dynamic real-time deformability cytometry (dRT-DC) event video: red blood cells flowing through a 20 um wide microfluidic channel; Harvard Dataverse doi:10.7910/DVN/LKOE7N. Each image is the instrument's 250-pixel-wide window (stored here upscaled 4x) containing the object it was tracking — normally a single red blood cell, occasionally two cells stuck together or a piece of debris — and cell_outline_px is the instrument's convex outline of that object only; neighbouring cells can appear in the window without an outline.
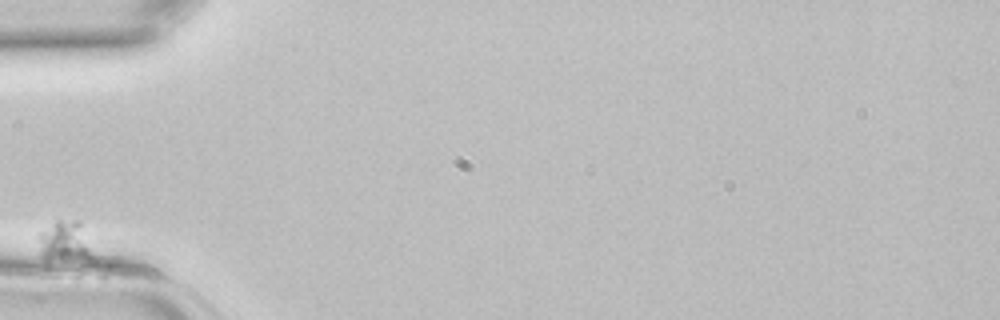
{"species": "common noctule bat (a hibernating species)", "species_latin": "Nyctalus noctula", "temperature_condition": "room temperature", "stored_images_in_passage": 1, "camera_frame_rate_fps": 3000, "um_per_image_px": 0.085, "animal": {"sex": "female", "body_mass_g": 22.7, "forearm_length_mm": 54.2}, "frame": {"image": 1, "passage_image": 1, "time_ms": 0.0, "image_size_px": [1000, 320], "cell_outline_px": [[104, 260], [44, 260], [40, 256], [36, 236], [40, 232], [56, 220], [80, 220]], "centroid_in_image_um": [5.69, 20.6], "position_along_channel_um": 79.3, "area_um2": 14.62}}